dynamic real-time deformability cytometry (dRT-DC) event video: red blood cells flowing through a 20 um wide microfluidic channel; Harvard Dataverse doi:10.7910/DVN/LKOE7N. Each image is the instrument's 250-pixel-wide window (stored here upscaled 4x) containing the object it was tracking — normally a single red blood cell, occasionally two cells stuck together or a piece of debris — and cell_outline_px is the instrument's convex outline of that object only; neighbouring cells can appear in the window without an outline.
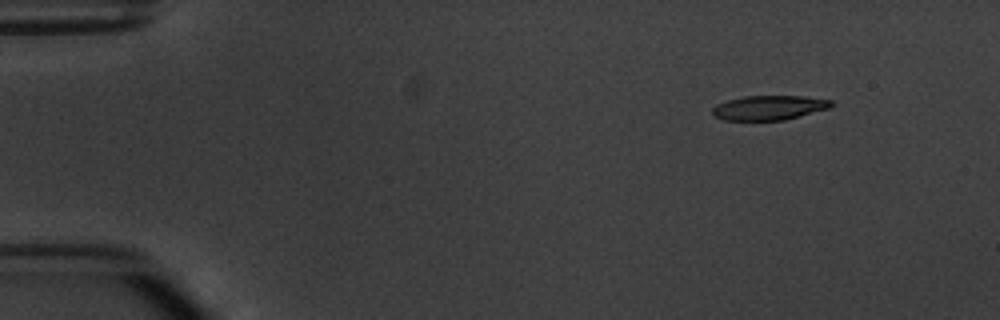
{"species": "common noctule bat (a hibernating species)", "species_latin": "Nyctalus noctula", "temperature_condition": "warm", "stored_images_in_passage": 4, "camera_frame_rate_fps": 3000, "um_per_image_px": 0.085, "animal": {"sex": "male", "body_mass_g": 20.1, "forearm_length_mm": 53.5}, "frame": {"image": 1, "passage_image": 1, "time_ms": 0.0, "image_size_px": [1000, 320], "cell_outline_px": [[836, 104], [832, 108], [784, 120], [724, 120], [716, 116], [712, 112], [712, 108], [716, 104], [728, 100], [744, 96], [804, 96], [832, 100]], "centroid_in_image_um": [65.44, 9.15], "position_along_channel_um": 19.6, "area_um2": 17.11}}
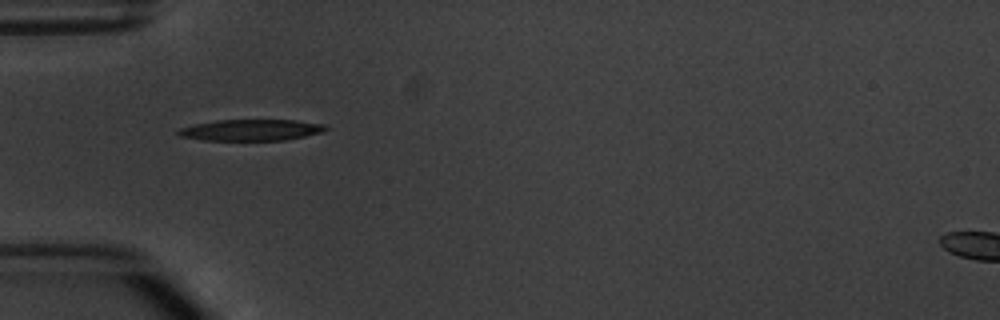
{"frame": {"image": 2, "passage_image": 4, "time_ms": 3.667, "image_size_px": [1000, 320], "cell_outline_px": [[332, 128], [324, 132], [284, 140], [204, 140], [180, 136], [176, 132], [180, 128], [196, 124], [216, 120], [296, 120], [324, 124]], "centroid_in_image_um": [21.41, 11.05], "position_along_channel_um": 63.6, "area_um2": 18.26}}